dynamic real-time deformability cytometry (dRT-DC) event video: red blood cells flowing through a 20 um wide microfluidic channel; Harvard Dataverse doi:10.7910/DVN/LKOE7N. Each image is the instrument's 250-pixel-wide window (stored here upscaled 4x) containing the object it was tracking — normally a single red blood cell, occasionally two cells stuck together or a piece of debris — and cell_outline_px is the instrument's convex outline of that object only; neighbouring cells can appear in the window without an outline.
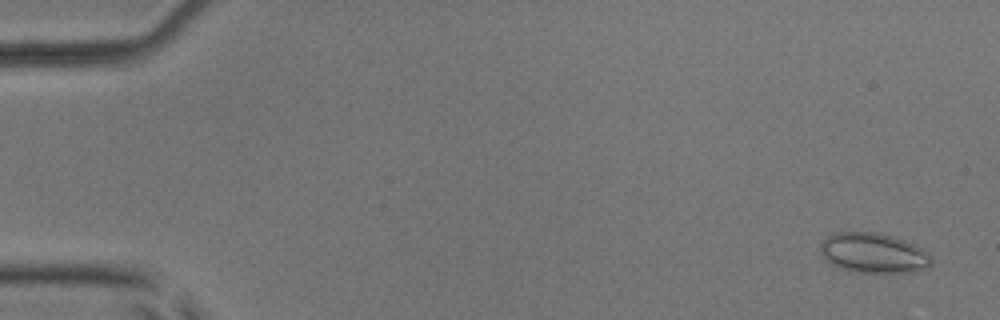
{"species": "common noctule bat (a hibernating species)", "species_latin": "Nyctalus noctula", "temperature_condition": "room temperature", "stored_images_in_passage": 54, "camera_frame_rate_fps": 3000, "um_per_image_px": 0.085, "animal": {"sex": "male", "body_mass_g": 17.9, "forearm_length_mm": 54.2}, "frame": {"image": 1, "passage_image": 3, "time_ms": 0.667, "image_size_px": [1000, 320], "cell_outline_px": [[932, 264], [928, 268], [912, 272], [856, 272], [840, 268], [824, 260], [820, 252], [820, 244], [832, 232], [880, 232], [904, 240], [928, 252], [932, 260]], "centroid_in_image_um": [74.23, 21.5], "position_along_channel_um": 10.8, "area_um2": 26.01}}
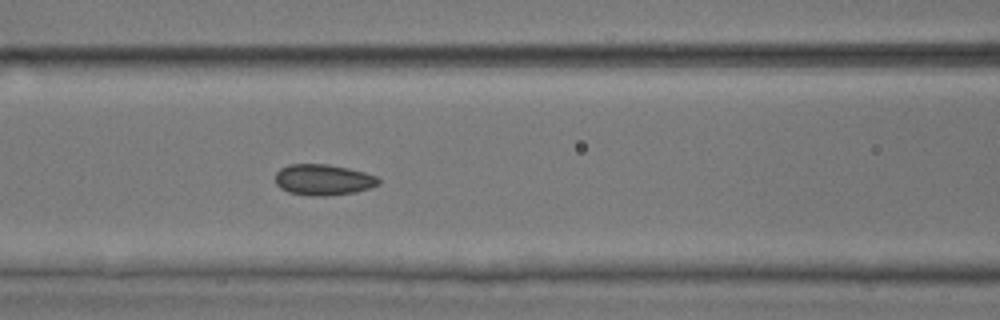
{"frame": {"image": 2, "passage_image": 24, "time_ms": 7.667, "image_size_px": [1000, 320], "cell_outline_px": [[380, 184], [356, 192], [328, 196], [312, 196], [288, 192], [280, 188], [276, 184], [276, 172], [280, 168], [288, 164], [328, 164], [348, 168], [364, 172], [376, 176], [380, 180]], "centroid_in_image_um": [27.46, 15.28], "position_along_channel_um": 139.1, "area_um2": 18.73}}
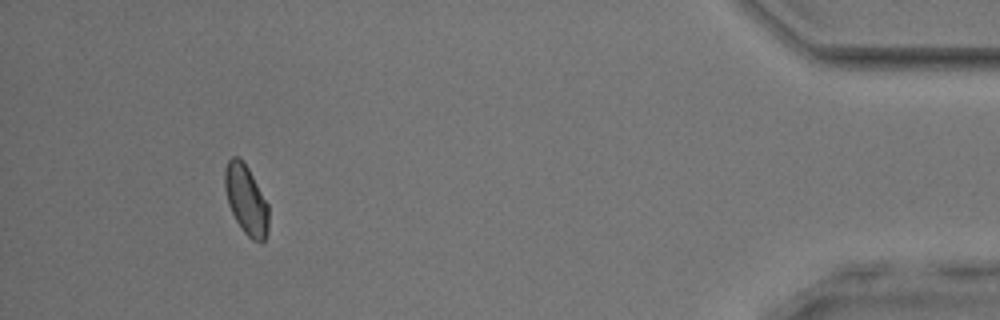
{"frame": {"image": 3, "passage_image": 50, "time_ms": 16.333, "image_size_px": [1000, 320], "cell_outline_px": [[268, 232], [264, 240], [260, 244], [252, 240], [244, 232], [236, 220], [228, 204], [224, 188], [224, 172], [228, 160], [232, 156], [236, 156], [248, 168], [268, 204]], "centroid_in_image_um": [20.92, 17.01], "position_along_channel_um": 414.3, "area_um2": 17.63}, "authors_computed_cell_mechanics": {"area_um2": 18.6116, "velocity_mm_per_s": 3.8902, "shape_relaxation_time_tau1_ms": null, "shape_relaxation_time_tau2_ms": 1.3897, "deformation_change_tau1": null, "deformation_change_tau2": 0.0577}}